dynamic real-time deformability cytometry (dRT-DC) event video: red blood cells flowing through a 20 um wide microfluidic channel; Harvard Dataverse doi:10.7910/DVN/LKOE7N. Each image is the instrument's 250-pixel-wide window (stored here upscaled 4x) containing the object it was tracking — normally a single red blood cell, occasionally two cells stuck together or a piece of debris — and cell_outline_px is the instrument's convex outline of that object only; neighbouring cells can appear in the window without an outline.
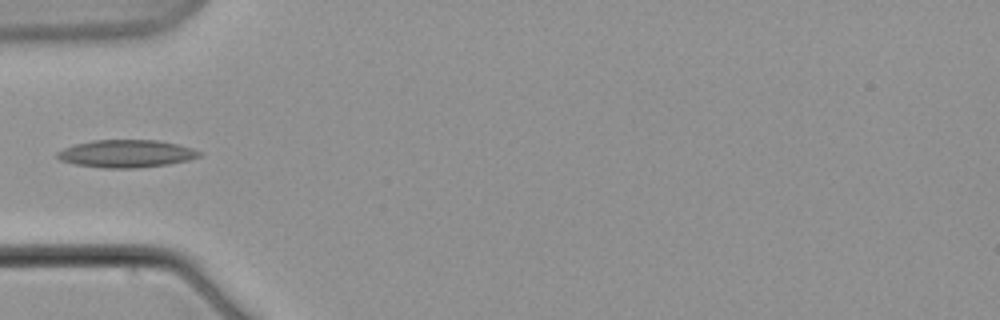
{"species": "common noctule bat (a hibernating species)", "species_latin": "Nyctalus noctula", "temperature_condition": "warm", "stored_images_in_passage": 9, "camera_frame_rate_fps": 3000, "um_per_image_px": 0.085, "animal": {"sex": "male", "body_mass_g": 21.5, "forearm_length_mm": 52.0}, "frame": {"image": 1, "passage_image": 6, "time_ms": 7.667, "image_size_px": [1000, 320], "cell_outline_px": [[204, 152], [200, 156], [188, 160], [168, 164], [136, 168], [100, 168], [76, 164], [60, 160], [56, 156], [56, 152], [64, 148], [76, 144], [92, 140], [156, 140], [176, 144], [192, 148]], "centroid_in_image_um": [10.73, 13.06], "position_along_channel_um": 74.3, "area_um2": 22.83}}
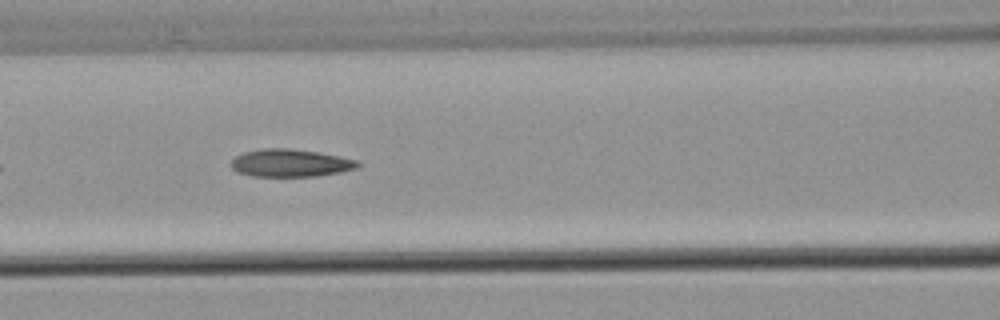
{"frame": {"image": 2, "passage_image": 8, "time_ms": 10.0, "image_size_px": [1000, 320], "cell_outline_px": [[360, 164], [356, 168], [340, 172], [316, 176], [252, 176], [236, 172], [232, 168], [232, 160], [236, 156], [244, 152], [264, 148], [292, 148], [340, 156], [356, 160]], "centroid_in_image_um": [24.67, 13.85], "position_along_channel_um": 141.9, "area_um2": 20.29}}